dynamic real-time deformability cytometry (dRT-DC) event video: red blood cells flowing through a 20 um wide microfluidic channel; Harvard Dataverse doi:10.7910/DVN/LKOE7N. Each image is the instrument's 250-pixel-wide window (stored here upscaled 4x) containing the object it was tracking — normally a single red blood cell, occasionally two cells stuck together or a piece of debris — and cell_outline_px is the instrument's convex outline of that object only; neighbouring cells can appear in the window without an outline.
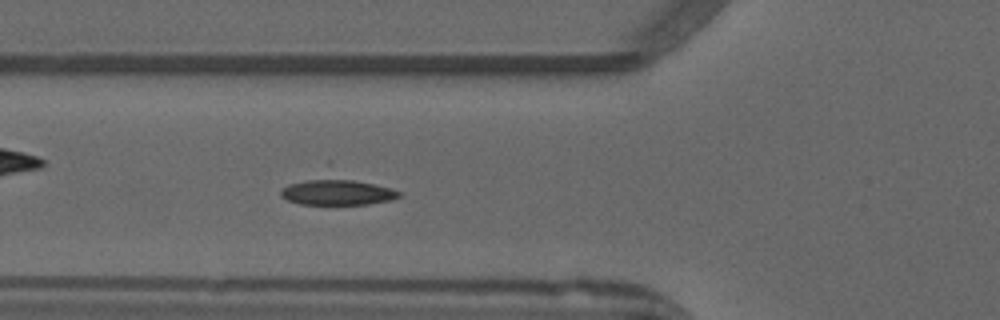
{"species": "common noctule bat (a hibernating species)", "species_latin": "Nyctalus noctula", "temperature_condition": "warm", "stored_images_in_passage": 50, "camera_frame_rate_fps": 3000, "um_per_image_px": 0.085, "animal": {"sex": "male", "forearm_length_mm": 52.5}, "frame": {"image": 1, "passage_image": 17, "time_ms": 5.333, "image_size_px": [1000, 320], "cell_outline_px": [[400, 196], [392, 200], [368, 204], [300, 204], [288, 200], [280, 196], [280, 192], [288, 184], [328, 160], [332, 160], [392, 188], [400, 192]], "centroid_in_image_um": [28.64, 15.92], "position_along_channel_um": 97.2, "area_um2": 24.04}}
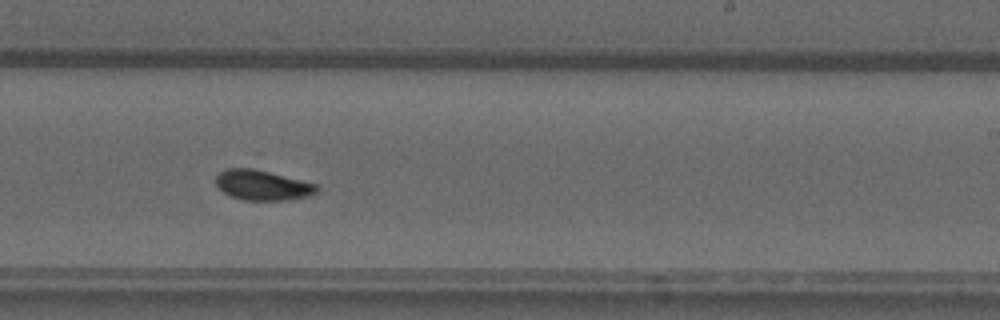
{"frame": {"image": 2, "passage_image": 30, "time_ms": 9.667, "image_size_px": [1000, 320], "cell_outline_px": [[320, 188], [316, 192], [308, 196], [288, 200], [244, 200], [232, 196], [224, 192], [216, 184], [216, 176], [224, 168], [248, 164], [316, 184]], "centroid_in_image_um": [22.29, 15.66], "position_along_channel_um": 266.7, "area_um2": 18.55}}
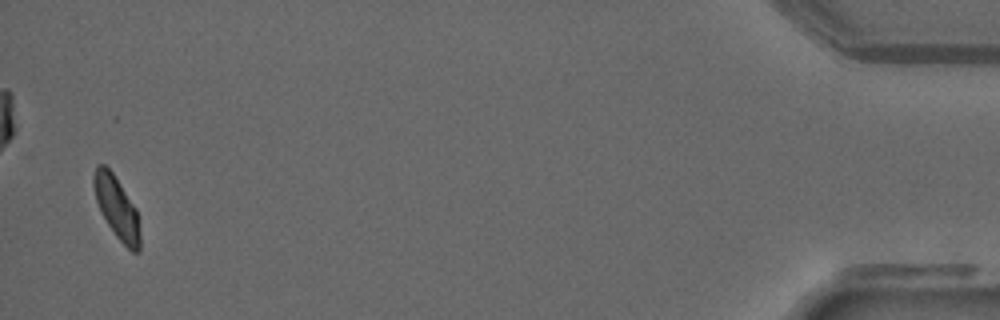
{"frame": {"image": 3, "passage_image": 49, "time_ms": 16.0, "image_size_px": [1000, 320], "cell_outline_px": [[140, 252], [132, 252], [116, 236], [100, 212], [96, 200], [92, 184], [92, 176], [96, 164], [104, 164], [112, 172], [136, 208], [140, 232]], "centroid_in_image_um": [9.9, 17.63], "position_along_channel_um": 425.3, "area_um2": 16.76}}